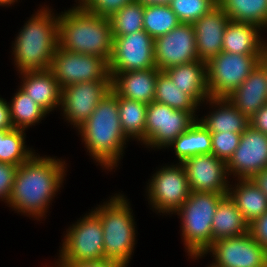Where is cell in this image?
Here are the masks:
<instances>
[{"instance_id":"cell-26","label":"cell","mask_w":267,"mask_h":267,"mask_svg":"<svg viewBox=\"0 0 267 267\" xmlns=\"http://www.w3.org/2000/svg\"><path fill=\"white\" fill-rule=\"evenodd\" d=\"M249 233V224L234 201L225 195L219 202L212 222V243L222 238L238 237Z\"/></svg>"},{"instance_id":"cell-27","label":"cell","mask_w":267,"mask_h":267,"mask_svg":"<svg viewBox=\"0 0 267 267\" xmlns=\"http://www.w3.org/2000/svg\"><path fill=\"white\" fill-rule=\"evenodd\" d=\"M168 147H173L179 163L195 155L211 154V132L197 119L186 132L180 134Z\"/></svg>"},{"instance_id":"cell-9","label":"cell","mask_w":267,"mask_h":267,"mask_svg":"<svg viewBox=\"0 0 267 267\" xmlns=\"http://www.w3.org/2000/svg\"><path fill=\"white\" fill-rule=\"evenodd\" d=\"M196 116V117H195ZM198 119L196 113L177 110L168 105L151 102L146 110L145 146L162 149L186 132Z\"/></svg>"},{"instance_id":"cell-47","label":"cell","mask_w":267,"mask_h":267,"mask_svg":"<svg viewBox=\"0 0 267 267\" xmlns=\"http://www.w3.org/2000/svg\"><path fill=\"white\" fill-rule=\"evenodd\" d=\"M207 267H220V266H217L214 262H212V263L210 264V266H207Z\"/></svg>"},{"instance_id":"cell-8","label":"cell","mask_w":267,"mask_h":267,"mask_svg":"<svg viewBox=\"0 0 267 267\" xmlns=\"http://www.w3.org/2000/svg\"><path fill=\"white\" fill-rule=\"evenodd\" d=\"M87 214L66 230L59 250V261L56 262H81L104 258L101 220L93 210Z\"/></svg>"},{"instance_id":"cell-17","label":"cell","mask_w":267,"mask_h":267,"mask_svg":"<svg viewBox=\"0 0 267 267\" xmlns=\"http://www.w3.org/2000/svg\"><path fill=\"white\" fill-rule=\"evenodd\" d=\"M181 164L192 192L228 195L230 182L225 161L211 153L192 156Z\"/></svg>"},{"instance_id":"cell-19","label":"cell","mask_w":267,"mask_h":267,"mask_svg":"<svg viewBox=\"0 0 267 267\" xmlns=\"http://www.w3.org/2000/svg\"><path fill=\"white\" fill-rule=\"evenodd\" d=\"M161 71L157 68L109 73L111 90L119 97L150 104L154 101L156 78Z\"/></svg>"},{"instance_id":"cell-40","label":"cell","mask_w":267,"mask_h":267,"mask_svg":"<svg viewBox=\"0 0 267 267\" xmlns=\"http://www.w3.org/2000/svg\"><path fill=\"white\" fill-rule=\"evenodd\" d=\"M55 267H125L118 261L103 258L100 260L81 261V262H55Z\"/></svg>"},{"instance_id":"cell-46","label":"cell","mask_w":267,"mask_h":267,"mask_svg":"<svg viewBox=\"0 0 267 267\" xmlns=\"http://www.w3.org/2000/svg\"><path fill=\"white\" fill-rule=\"evenodd\" d=\"M17 1L18 0H0V6H11V4L13 5Z\"/></svg>"},{"instance_id":"cell-44","label":"cell","mask_w":267,"mask_h":267,"mask_svg":"<svg viewBox=\"0 0 267 267\" xmlns=\"http://www.w3.org/2000/svg\"><path fill=\"white\" fill-rule=\"evenodd\" d=\"M140 3H142L144 6H150V5H169L171 0H136Z\"/></svg>"},{"instance_id":"cell-23","label":"cell","mask_w":267,"mask_h":267,"mask_svg":"<svg viewBox=\"0 0 267 267\" xmlns=\"http://www.w3.org/2000/svg\"><path fill=\"white\" fill-rule=\"evenodd\" d=\"M262 29L252 23L229 21L223 35V52L242 55H262L267 40L261 37Z\"/></svg>"},{"instance_id":"cell-25","label":"cell","mask_w":267,"mask_h":267,"mask_svg":"<svg viewBox=\"0 0 267 267\" xmlns=\"http://www.w3.org/2000/svg\"><path fill=\"white\" fill-rule=\"evenodd\" d=\"M237 181V184L229 185L228 195L245 221L251 224L267 212V196L252 179H238Z\"/></svg>"},{"instance_id":"cell-24","label":"cell","mask_w":267,"mask_h":267,"mask_svg":"<svg viewBox=\"0 0 267 267\" xmlns=\"http://www.w3.org/2000/svg\"><path fill=\"white\" fill-rule=\"evenodd\" d=\"M213 111L198 118L211 133L227 132L243 133L250 125L249 119L236 109L226 98H208L206 105Z\"/></svg>"},{"instance_id":"cell-30","label":"cell","mask_w":267,"mask_h":267,"mask_svg":"<svg viewBox=\"0 0 267 267\" xmlns=\"http://www.w3.org/2000/svg\"><path fill=\"white\" fill-rule=\"evenodd\" d=\"M12 98L9 109L14 128L27 130L30 126L41 122L48 114L20 88Z\"/></svg>"},{"instance_id":"cell-21","label":"cell","mask_w":267,"mask_h":267,"mask_svg":"<svg viewBox=\"0 0 267 267\" xmlns=\"http://www.w3.org/2000/svg\"><path fill=\"white\" fill-rule=\"evenodd\" d=\"M20 89L48 114L61 105V87L50 70L21 72Z\"/></svg>"},{"instance_id":"cell-34","label":"cell","mask_w":267,"mask_h":267,"mask_svg":"<svg viewBox=\"0 0 267 267\" xmlns=\"http://www.w3.org/2000/svg\"><path fill=\"white\" fill-rule=\"evenodd\" d=\"M144 5L138 1L126 4L111 17L113 37L128 35L142 31L143 28Z\"/></svg>"},{"instance_id":"cell-13","label":"cell","mask_w":267,"mask_h":267,"mask_svg":"<svg viewBox=\"0 0 267 267\" xmlns=\"http://www.w3.org/2000/svg\"><path fill=\"white\" fill-rule=\"evenodd\" d=\"M156 68L154 39L145 31L113 37L109 73H123Z\"/></svg>"},{"instance_id":"cell-12","label":"cell","mask_w":267,"mask_h":267,"mask_svg":"<svg viewBox=\"0 0 267 267\" xmlns=\"http://www.w3.org/2000/svg\"><path fill=\"white\" fill-rule=\"evenodd\" d=\"M208 253H212L211 257L214 258L212 261L220 267H265L267 265V250L250 233L216 240L204 254H188V256L198 260Z\"/></svg>"},{"instance_id":"cell-2","label":"cell","mask_w":267,"mask_h":267,"mask_svg":"<svg viewBox=\"0 0 267 267\" xmlns=\"http://www.w3.org/2000/svg\"><path fill=\"white\" fill-rule=\"evenodd\" d=\"M77 130L97 165L105 170L118 167L129 139L123 132L118 110V96L111 90L97 104L91 116ZM123 152V153H122ZM118 164V165H117Z\"/></svg>"},{"instance_id":"cell-38","label":"cell","mask_w":267,"mask_h":267,"mask_svg":"<svg viewBox=\"0 0 267 267\" xmlns=\"http://www.w3.org/2000/svg\"><path fill=\"white\" fill-rule=\"evenodd\" d=\"M18 166L0 162V200L7 203Z\"/></svg>"},{"instance_id":"cell-35","label":"cell","mask_w":267,"mask_h":267,"mask_svg":"<svg viewBox=\"0 0 267 267\" xmlns=\"http://www.w3.org/2000/svg\"><path fill=\"white\" fill-rule=\"evenodd\" d=\"M217 2V0H171L169 6L181 23L193 24L214 8Z\"/></svg>"},{"instance_id":"cell-14","label":"cell","mask_w":267,"mask_h":267,"mask_svg":"<svg viewBox=\"0 0 267 267\" xmlns=\"http://www.w3.org/2000/svg\"><path fill=\"white\" fill-rule=\"evenodd\" d=\"M111 91V80L86 81L61 88V112L76 129L93 113L97 104Z\"/></svg>"},{"instance_id":"cell-7","label":"cell","mask_w":267,"mask_h":267,"mask_svg":"<svg viewBox=\"0 0 267 267\" xmlns=\"http://www.w3.org/2000/svg\"><path fill=\"white\" fill-rule=\"evenodd\" d=\"M262 55L220 52L207 63L210 98H226L237 89L260 63Z\"/></svg>"},{"instance_id":"cell-22","label":"cell","mask_w":267,"mask_h":267,"mask_svg":"<svg viewBox=\"0 0 267 267\" xmlns=\"http://www.w3.org/2000/svg\"><path fill=\"white\" fill-rule=\"evenodd\" d=\"M163 72L199 106H202L201 104L210 97L207 86L206 62L197 60L169 67Z\"/></svg>"},{"instance_id":"cell-16","label":"cell","mask_w":267,"mask_h":267,"mask_svg":"<svg viewBox=\"0 0 267 267\" xmlns=\"http://www.w3.org/2000/svg\"><path fill=\"white\" fill-rule=\"evenodd\" d=\"M226 164L228 175L237 179H252L267 169V135L249 125Z\"/></svg>"},{"instance_id":"cell-20","label":"cell","mask_w":267,"mask_h":267,"mask_svg":"<svg viewBox=\"0 0 267 267\" xmlns=\"http://www.w3.org/2000/svg\"><path fill=\"white\" fill-rule=\"evenodd\" d=\"M226 99L250 119L267 103V74L265 69L258 64L245 81Z\"/></svg>"},{"instance_id":"cell-6","label":"cell","mask_w":267,"mask_h":267,"mask_svg":"<svg viewBox=\"0 0 267 267\" xmlns=\"http://www.w3.org/2000/svg\"><path fill=\"white\" fill-rule=\"evenodd\" d=\"M225 194L190 192L174 213L180 216L181 235L188 254H204L212 245V222Z\"/></svg>"},{"instance_id":"cell-37","label":"cell","mask_w":267,"mask_h":267,"mask_svg":"<svg viewBox=\"0 0 267 267\" xmlns=\"http://www.w3.org/2000/svg\"><path fill=\"white\" fill-rule=\"evenodd\" d=\"M133 1L135 0H78V6L85 12L109 18Z\"/></svg>"},{"instance_id":"cell-18","label":"cell","mask_w":267,"mask_h":267,"mask_svg":"<svg viewBox=\"0 0 267 267\" xmlns=\"http://www.w3.org/2000/svg\"><path fill=\"white\" fill-rule=\"evenodd\" d=\"M230 18L217 4L193 23L198 59L208 62L222 52L223 35Z\"/></svg>"},{"instance_id":"cell-10","label":"cell","mask_w":267,"mask_h":267,"mask_svg":"<svg viewBox=\"0 0 267 267\" xmlns=\"http://www.w3.org/2000/svg\"><path fill=\"white\" fill-rule=\"evenodd\" d=\"M152 175L146 188L150 206L157 214H174L191 192L183 165H166Z\"/></svg>"},{"instance_id":"cell-45","label":"cell","mask_w":267,"mask_h":267,"mask_svg":"<svg viewBox=\"0 0 267 267\" xmlns=\"http://www.w3.org/2000/svg\"><path fill=\"white\" fill-rule=\"evenodd\" d=\"M259 64L265 69L266 74H267V48L262 53Z\"/></svg>"},{"instance_id":"cell-42","label":"cell","mask_w":267,"mask_h":267,"mask_svg":"<svg viewBox=\"0 0 267 267\" xmlns=\"http://www.w3.org/2000/svg\"><path fill=\"white\" fill-rule=\"evenodd\" d=\"M14 126L11 121L9 102L0 97V130H12Z\"/></svg>"},{"instance_id":"cell-3","label":"cell","mask_w":267,"mask_h":267,"mask_svg":"<svg viewBox=\"0 0 267 267\" xmlns=\"http://www.w3.org/2000/svg\"><path fill=\"white\" fill-rule=\"evenodd\" d=\"M58 42L64 50L98 56L109 63L113 50L111 21L74 6L58 15Z\"/></svg>"},{"instance_id":"cell-31","label":"cell","mask_w":267,"mask_h":267,"mask_svg":"<svg viewBox=\"0 0 267 267\" xmlns=\"http://www.w3.org/2000/svg\"><path fill=\"white\" fill-rule=\"evenodd\" d=\"M25 138L23 129L0 130V162L19 166L28 161L36 152L25 145Z\"/></svg>"},{"instance_id":"cell-28","label":"cell","mask_w":267,"mask_h":267,"mask_svg":"<svg viewBox=\"0 0 267 267\" xmlns=\"http://www.w3.org/2000/svg\"><path fill=\"white\" fill-rule=\"evenodd\" d=\"M230 21L252 23L267 31V0H217Z\"/></svg>"},{"instance_id":"cell-4","label":"cell","mask_w":267,"mask_h":267,"mask_svg":"<svg viewBox=\"0 0 267 267\" xmlns=\"http://www.w3.org/2000/svg\"><path fill=\"white\" fill-rule=\"evenodd\" d=\"M42 7L15 37L12 55L18 73L49 70L58 42V15Z\"/></svg>"},{"instance_id":"cell-11","label":"cell","mask_w":267,"mask_h":267,"mask_svg":"<svg viewBox=\"0 0 267 267\" xmlns=\"http://www.w3.org/2000/svg\"><path fill=\"white\" fill-rule=\"evenodd\" d=\"M61 88L86 81L111 80L108 63L101 57L75 53L58 46L49 69Z\"/></svg>"},{"instance_id":"cell-36","label":"cell","mask_w":267,"mask_h":267,"mask_svg":"<svg viewBox=\"0 0 267 267\" xmlns=\"http://www.w3.org/2000/svg\"><path fill=\"white\" fill-rule=\"evenodd\" d=\"M241 135L242 133H232L230 131L211 133V153L227 163L239 146Z\"/></svg>"},{"instance_id":"cell-33","label":"cell","mask_w":267,"mask_h":267,"mask_svg":"<svg viewBox=\"0 0 267 267\" xmlns=\"http://www.w3.org/2000/svg\"><path fill=\"white\" fill-rule=\"evenodd\" d=\"M180 23L169 5L144 6L143 28L153 39L167 34Z\"/></svg>"},{"instance_id":"cell-43","label":"cell","mask_w":267,"mask_h":267,"mask_svg":"<svg viewBox=\"0 0 267 267\" xmlns=\"http://www.w3.org/2000/svg\"><path fill=\"white\" fill-rule=\"evenodd\" d=\"M252 180L267 196V169L256 174Z\"/></svg>"},{"instance_id":"cell-39","label":"cell","mask_w":267,"mask_h":267,"mask_svg":"<svg viewBox=\"0 0 267 267\" xmlns=\"http://www.w3.org/2000/svg\"><path fill=\"white\" fill-rule=\"evenodd\" d=\"M249 233L267 250V212L249 224Z\"/></svg>"},{"instance_id":"cell-32","label":"cell","mask_w":267,"mask_h":267,"mask_svg":"<svg viewBox=\"0 0 267 267\" xmlns=\"http://www.w3.org/2000/svg\"><path fill=\"white\" fill-rule=\"evenodd\" d=\"M154 101L170 106L177 110L196 113L199 105L186 93L182 92L175 83L161 71L156 78Z\"/></svg>"},{"instance_id":"cell-29","label":"cell","mask_w":267,"mask_h":267,"mask_svg":"<svg viewBox=\"0 0 267 267\" xmlns=\"http://www.w3.org/2000/svg\"><path fill=\"white\" fill-rule=\"evenodd\" d=\"M148 104L118 96L120 123L128 139L145 144L146 110Z\"/></svg>"},{"instance_id":"cell-1","label":"cell","mask_w":267,"mask_h":267,"mask_svg":"<svg viewBox=\"0 0 267 267\" xmlns=\"http://www.w3.org/2000/svg\"><path fill=\"white\" fill-rule=\"evenodd\" d=\"M66 166L61 158L42 157L35 153L18 166L7 201L8 207L24 216L42 220L64 183Z\"/></svg>"},{"instance_id":"cell-5","label":"cell","mask_w":267,"mask_h":267,"mask_svg":"<svg viewBox=\"0 0 267 267\" xmlns=\"http://www.w3.org/2000/svg\"><path fill=\"white\" fill-rule=\"evenodd\" d=\"M123 194H114L93 210L100 218L103 229L104 258L128 266L136 246V222L130 202Z\"/></svg>"},{"instance_id":"cell-41","label":"cell","mask_w":267,"mask_h":267,"mask_svg":"<svg viewBox=\"0 0 267 267\" xmlns=\"http://www.w3.org/2000/svg\"><path fill=\"white\" fill-rule=\"evenodd\" d=\"M249 123L254 129L267 135V103L249 119Z\"/></svg>"},{"instance_id":"cell-15","label":"cell","mask_w":267,"mask_h":267,"mask_svg":"<svg viewBox=\"0 0 267 267\" xmlns=\"http://www.w3.org/2000/svg\"><path fill=\"white\" fill-rule=\"evenodd\" d=\"M155 65L160 71L199 60L195 29L191 23H180L165 35L154 39Z\"/></svg>"}]
</instances>
